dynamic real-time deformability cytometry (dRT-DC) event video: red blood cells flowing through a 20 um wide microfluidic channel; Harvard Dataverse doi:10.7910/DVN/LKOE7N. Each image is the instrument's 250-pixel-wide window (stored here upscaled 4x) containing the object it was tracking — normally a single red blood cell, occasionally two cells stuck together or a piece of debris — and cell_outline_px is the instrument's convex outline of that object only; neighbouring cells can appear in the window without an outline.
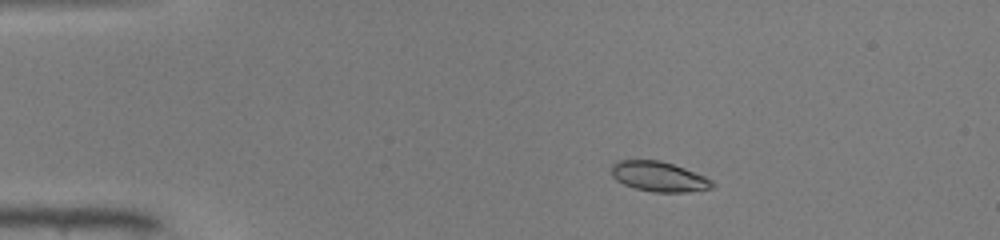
{"species": "common noctule bat (a hibernating species)", "species_latin": "Nyctalus noctula", "temperature_condition": "warm", "stored_images_in_passage": 20, "camera_frame_rate_fps": 3000, "um_per_image_px": 0.085, "animal": {"sex": "male", "body_mass_g": 19.0, "forearm_length_mm": 50.8}, "frame": {"image": 1, "passage_image": 6, "time_ms": 1.667, "image_size_px": [1000, 240], "cell_outline_px": [[716, 184], [712, 188], [688, 192], [652, 192], [636, 188], [624, 184], [616, 180], [612, 176], [612, 164], [616, 160], [660, 160], [684, 168], [704, 176], [712, 180]], "centroid_in_image_um": [56.0, 15.01], "position_along_channel_um": 29.0, "area_um2": 17.63}}
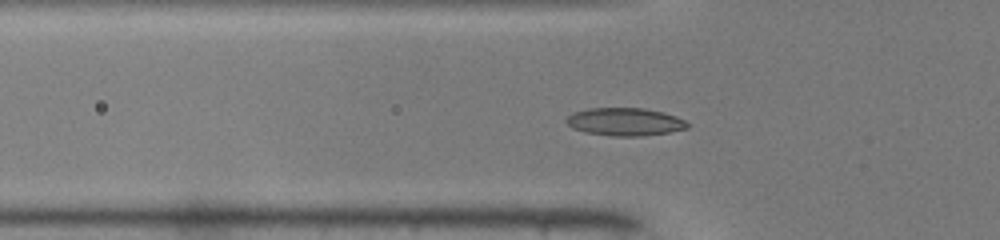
{"frame": {"image": 2, "passage_image": 14, "time_ms": 4.333, "image_size_px": [1000, 240], "cell_outline_px": [[688, 128], [668, 132], [640, 136], [612, 136], [584, 132], [572, 128], [564, 120], [572, 112], [588, 108], [644, 108], [664, 112], [676, 116], [684, 120], [688, 124]], "centroid_in_image_um": [53.08, 10.34], "position_along_channel_um": 72.7, "area_um2": 19.71}}
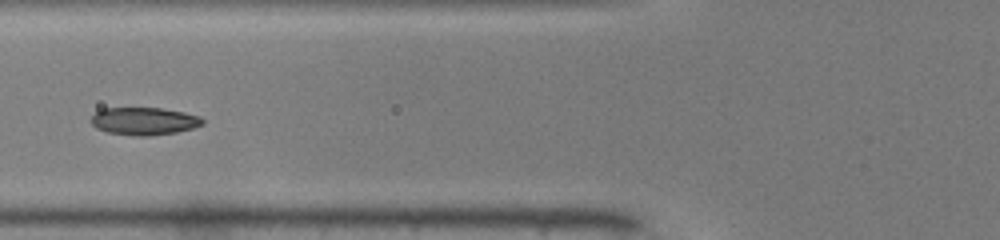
{"frame": {"image": 3, "passage_image": 17, "time_ms": 5.333, "image_size_px": [1000, 240], "cell_outline_px": [[204, 124], [192, 128], [176, 132], [148, 136], [132, 136], [108, 132], [96, 128], [92, 124], [92, 116], [96, 112], [104, 108], [160, 108], [184, 112], [200, 116], [204, 120]], "centroid_in_image_um": [12.26, 10.3], "position_along_channel_um": 113.5, "area_um2": 17.92}}